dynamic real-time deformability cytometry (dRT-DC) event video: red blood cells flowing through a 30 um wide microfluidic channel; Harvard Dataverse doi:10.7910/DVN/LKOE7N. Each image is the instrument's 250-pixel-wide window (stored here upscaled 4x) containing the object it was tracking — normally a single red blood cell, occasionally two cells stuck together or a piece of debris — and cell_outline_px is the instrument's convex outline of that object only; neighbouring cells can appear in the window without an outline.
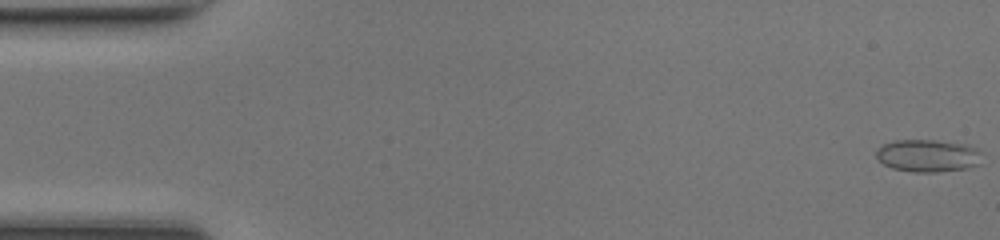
{"species": "common noctule bat (a hibernating species)", "species_latin": "Nyctalus noctula", "temperature_condition": "room temperature", "stored_images_in_passage": 48, "camera_frame_rate_fps": 3000, "um_per_image_px": 0.085, "animal": {"sex": "female", "body_mass_g": 17.0, "forearm_length_mm": 48.0}, "frame": {"image": 1, "passage_image": 1, "time_ms": 0.0, "image_size_px": [1000, 240], "cell_outline_px": [[984, 152], [980, 164], [968, 168], [936, 172], [912, 172], [892, 168], [884, 164], [876, 156], [876, 152], [884, 144], [896, 140], [936, 140], [968, 144], [980, 148]], "centroid_in_image_um": [78.97, 13.23], "position_along_channel_um": 6.0, "area_um2": 20.35}}
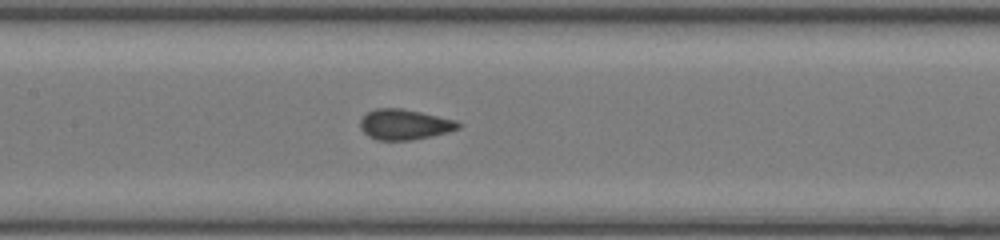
{"frame": {"image": 2, "passage_image": 23, "time_ms": 7.333, "image_size_px": [1000, 240], "cell_outline_px": [[460, 128], [448, 132], [432, 136], [412, 140], [376, 140], [368, 136], [360, 128], [360, 120], [368, 112], [376, 108], [400, 108], [420, 112], [456, 120], [460, 124]], "centroid_in_image_um": [34.37, 10.59], "position_along_channel_um": 173.0, "area_um2": 17.34}}
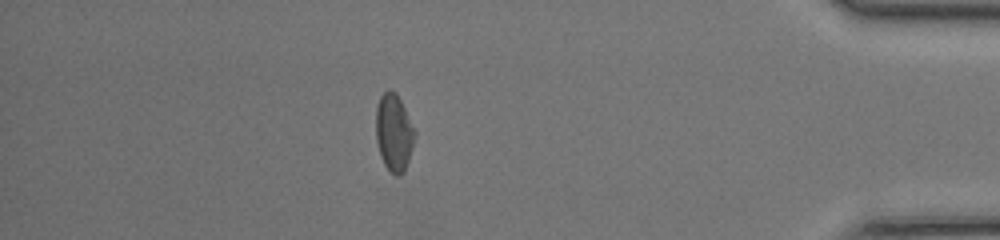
{"frame": {"image": 3, "passage_image": 42, "time_ms": 13.667, "image_size_px": [1000, 240], "cell_outline_px": [[416, 136], [404, 172], [400, 176], [396, 176], [384, 164], [380, 156], [376, 140], [376, 108], [380, 96], [388, 88], [396, 92], [416, 132]], "centroid_in_image_um": [33.47, 11.26], "position_along_channel_um": 401.7, "area_um2": 17.46}, "authors_computed_cell_mechanics": {"area_um2": 17.4556, "velocity_mm_per_s": 4.3417, "shape_relaxation_time_tau1_ms": null, "shape_relaxation_time_tau2_ms": 0.6518, "deformation_change_tau1": null, "deformation_change_tau2": 0.0599}}